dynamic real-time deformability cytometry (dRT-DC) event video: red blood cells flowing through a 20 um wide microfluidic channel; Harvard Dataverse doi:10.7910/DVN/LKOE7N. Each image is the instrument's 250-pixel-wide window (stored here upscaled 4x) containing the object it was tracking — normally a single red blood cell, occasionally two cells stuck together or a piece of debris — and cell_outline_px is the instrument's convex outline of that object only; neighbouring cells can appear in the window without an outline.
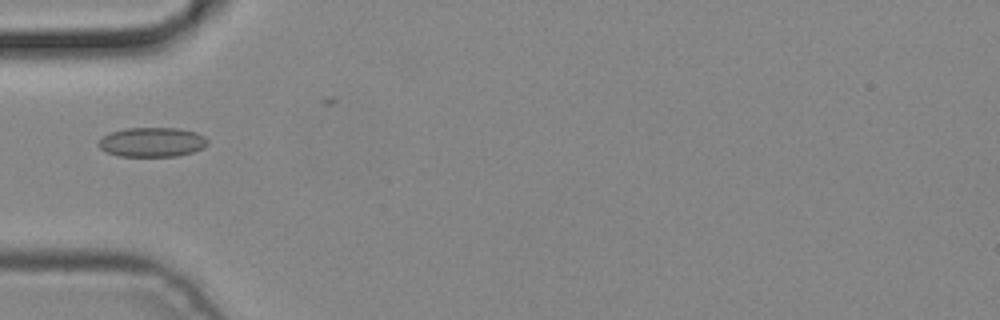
{"species": "common noctule bat (a hibernating species)", "species_latin": "Nyctalus noctula", "temperature_condition": "cold", "stored_images_in_passage": 2, "camera_frame_rate_fps": 3000, "um_per_image_px": 0.085, "animal": {"sex": "male", "body_mass_g": 19.2, "forearm_length_mm": 51.8}, "frame": {"image": 1, "passage_image": 1, "time_ms": 0.0, "image_size_px": [1000, 320], "cell_outline_px": [[208, 144], [204, 148], [192, 152], [176, 156], [120, 156], [108, 152], [100, 148], [96, 144], [104, 136], [112, 132], [124, 128], [180, 128], [196, 132], [204, 136], [208, 140]], "centroid_in_image_um": [12.96, 12.07], "position_along_channel_um": 72.0, "area_um2": 18.73}}
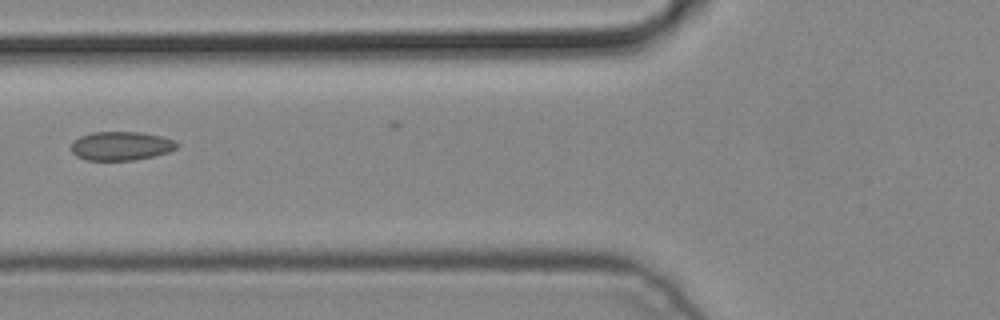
{"frame": {"image": 2, "passage_image": 2, "time_ms": 0.333, "image_size_px": [1000, 320], "cell_outline_px": [[180, 144], [176, 148], [168, 152], [136, 160], [84, 160], [76, 156], [72, 152], [72, 144], [80, 136], [92, 132], [140, 132], [160, 136], [172, 140]], "centroid_in_image_um": [10.28, 12.41], "position_along_channel_um": 115.5, "area_um2": 17.63}}